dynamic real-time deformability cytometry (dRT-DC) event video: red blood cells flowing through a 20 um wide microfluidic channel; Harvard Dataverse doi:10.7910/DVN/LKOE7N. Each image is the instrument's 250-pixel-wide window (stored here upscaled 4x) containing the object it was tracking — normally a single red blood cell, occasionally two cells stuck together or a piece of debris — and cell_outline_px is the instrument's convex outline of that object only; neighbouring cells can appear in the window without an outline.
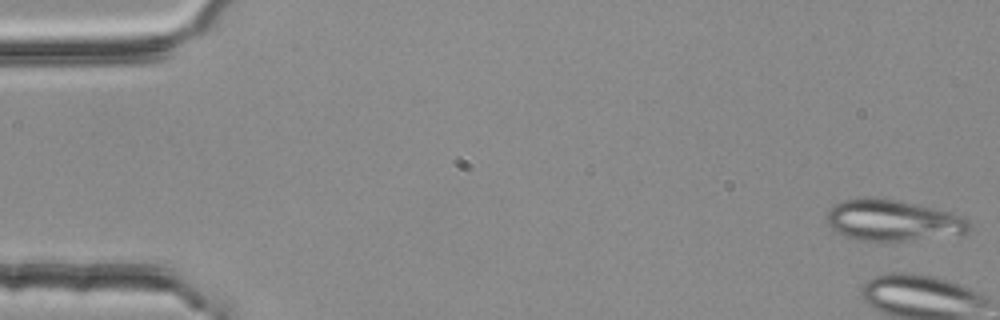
{"species": "common noctule bat (a hibernating species)", "species_latin": "Nyctalus noctula", "temperature_condition": "room temperature", "stored_images_in_passage": 5, "camera_frame_rate_fps": 3000, "um_per_image_px": 0.085, "animal": {"sex": "female", "body_mass_g": 25.1}, "frame": {"image": 1, "passage_image": 1, "time_ms": 0.0, "image_size_px": [1000, 320], "cell_outline_px": [[968, 232], [964, 236], [908, 240], [856, 240], [836, 232], [828, 224], [828, 208], [832, 204], [844, 200], [864, 196], [896, 200], [932, 208], [948, 212], [960, 216], [968, 220]], "centroid_in_image_um": [75.88, 18.74], "position_along_channel_um": 9.1, "area_um2": 34.16}}